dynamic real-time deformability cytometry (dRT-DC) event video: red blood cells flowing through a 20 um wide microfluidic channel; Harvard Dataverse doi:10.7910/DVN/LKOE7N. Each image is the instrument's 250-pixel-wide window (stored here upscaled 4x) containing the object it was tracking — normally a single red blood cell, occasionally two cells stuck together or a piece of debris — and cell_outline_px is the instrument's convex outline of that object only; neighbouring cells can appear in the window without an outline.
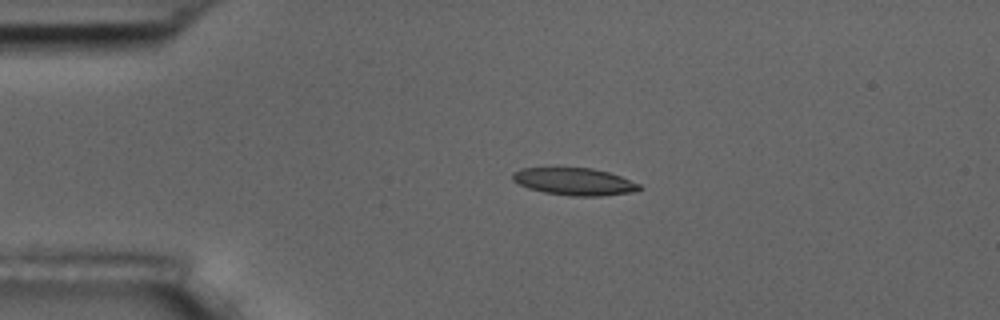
{"species": "common noctule bat (a hibernating species)", "species_latin": "Nyctalus noctula", "temperature_condition": "room temperature", "stored_images_in_passage": 3, "camera_frame_rate_fps": 3000, "um_per_image_px": 0.085, "animal": {"sex": "male", "body_mass_g": 17.5, "forearm_length_mm": 52.3}, "frame": {"image": 1, "passage_image": 2, "time_ms": 2.0, "image_size_px": [1000, 320], "cell_outline_px": [[644, 188], [632, 192], [600, 196], [572, 196], [544, 192], [528, 188], [512, 180], [512, 172], [520, 168], [592, 168], [608, 172], [620, 176], [640, 184]], "centroid_in_image_um": [48.82, 15.43], "position_along_channel_um": 36.2, "area_um2": 20.11}}